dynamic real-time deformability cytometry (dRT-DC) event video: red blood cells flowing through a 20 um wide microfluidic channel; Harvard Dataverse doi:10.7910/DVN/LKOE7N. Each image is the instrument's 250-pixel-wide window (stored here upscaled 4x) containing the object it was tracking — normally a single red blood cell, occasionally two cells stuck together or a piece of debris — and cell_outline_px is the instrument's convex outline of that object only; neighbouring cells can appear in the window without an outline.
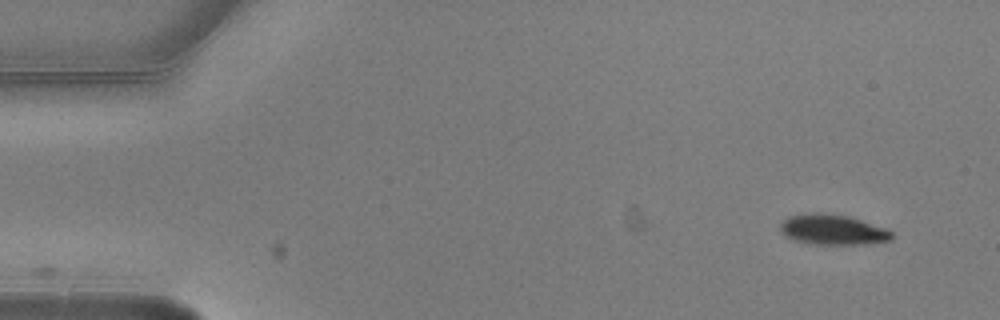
{"species": "common noctule bat (a hibernating species)", "species_latin": "Nyctalus noctula", "temperature_condition": "warm", "stored_images_in_passage": 9, "camera_frame_rate_fps": 3000, "um_per_image_px": 0.085, "animal": {"sex": "male", "body_mass_g": 20.5, "forearm_length_mm": 52.5}, "frame": {"image": 1, "passage_image": 1, "time_ms": 0.0, "image_size_px": [1000, 320], "cell_outline_px": [[892, 240], [864, 244], [812, 244], [792, 240], [784, 236], [780, 232], [780, 224], [788, 216], [812, 212], [820, 212], [848, 216], [884, 228], [892, 232]], "centroid_in_image_um": [70.71, 19.52], "position_along_channel_um": 14.3, "area_um2": 19.71}}
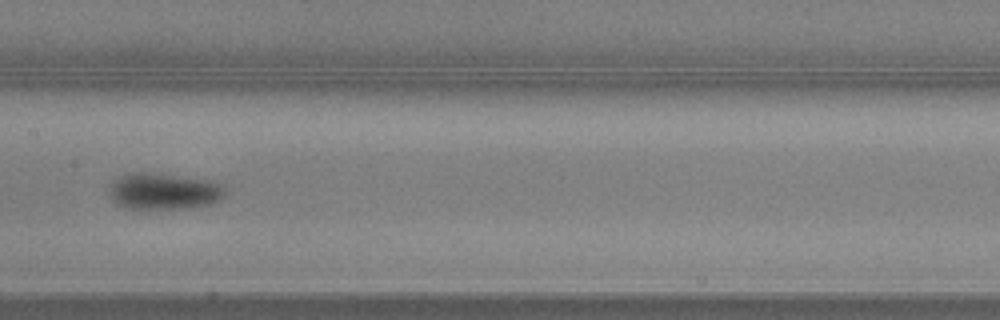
{"frame": {"image": 2, "passage_image": 7, "time_ms": 2.0, "image_size_px": [1000, 320], "cell_outline_px": [[228, 192], [220, 200], [208, 204], [184, 208], [124, 208], [112, 200], [108, 192], [108, 188], [112, 180], [120, 176], [132, 172], [160, 172], [212, 180], [224, 184], [228, 188]], "centroid_in_image_um": [13.95, 16.22], "position_along_channel_um": 193.4, "area_um2": 25.32}}
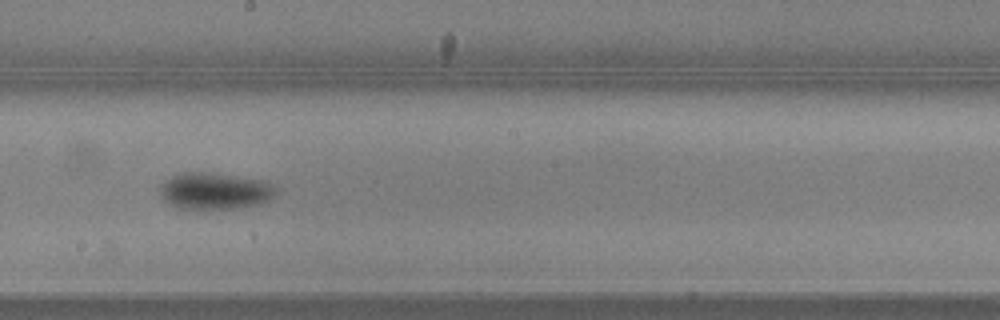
{"frame": {"image": 3, "passage_image": 8, "time_ms": 2.333, "image_size_px": [1000, 320], "cell_outline_px": [[276, 192], [268, 200], [260, 204], [236, 208], [176, 208], [164, 200], [160, 192], [160, 188], [164, 180], [180, 172], [212, 172], [264, 180], [272, 184], [276, 188]], "centroid_in_image_um": [18.25, 16.21], "position_along_channel_um": 229.9, "area_um2": 24.8}}